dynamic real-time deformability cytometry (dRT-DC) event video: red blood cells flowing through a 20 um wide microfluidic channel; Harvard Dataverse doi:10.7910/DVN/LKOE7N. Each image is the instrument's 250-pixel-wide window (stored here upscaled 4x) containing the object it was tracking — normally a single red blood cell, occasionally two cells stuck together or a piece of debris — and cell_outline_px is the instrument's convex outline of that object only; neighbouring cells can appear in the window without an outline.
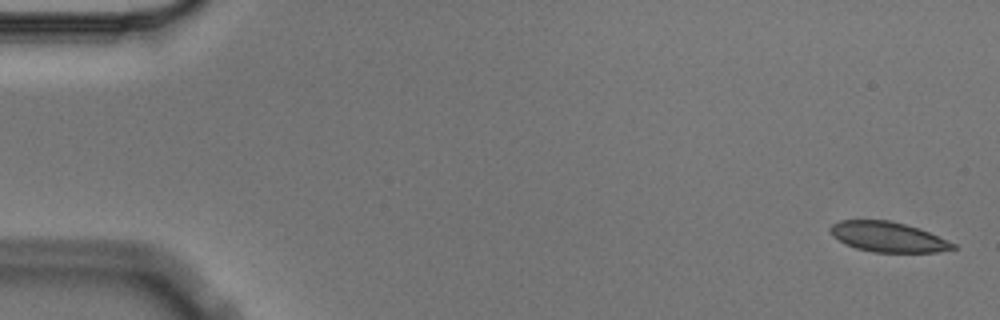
{"species": "Egyptian fruit bat (a non-hibernating species)", "species_latin": "Rousettus aegyptiacus", "temperature_condition": "cold", "stored_images_in_passage": 5, "segment_of_instrument_passage": [1, 2], "camera_frame_rate_fps": 3000, "um_per_image_px": 0.085, "animal": {"sex": "male"}, "frame": {"image": 1, "passage_image": 1, "time_ms": 0.0, "image_size_px": [1000, 320], "cell_outline_px": [[956, 248], [936, 252], [876, 252], [856, 248], [844, 244], [832, 236], [828, 228], [832, 224], [840, 220], [888, 220], [920, 228], [956, 244]], "centroid_in_image_um": [75.44, 20.13], "position_along_channel_um": 9.6, "area_um2": 21.5}}